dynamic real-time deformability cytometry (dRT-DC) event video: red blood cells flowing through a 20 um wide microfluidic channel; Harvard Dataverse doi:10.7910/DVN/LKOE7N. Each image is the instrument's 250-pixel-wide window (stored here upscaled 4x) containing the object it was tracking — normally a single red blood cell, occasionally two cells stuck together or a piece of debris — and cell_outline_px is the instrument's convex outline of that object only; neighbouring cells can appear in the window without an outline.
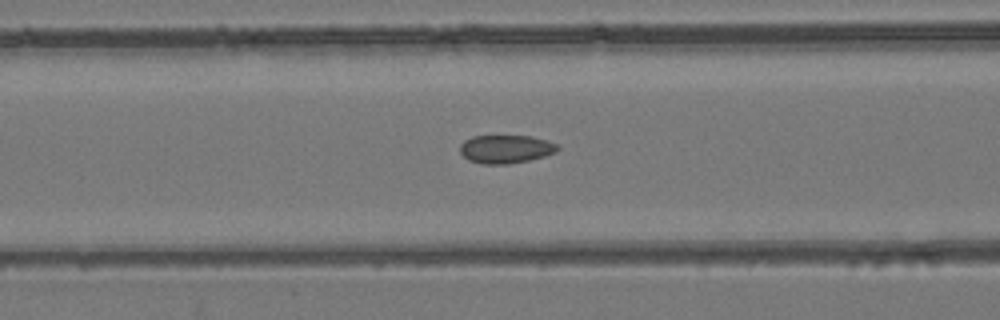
{"species": "common noctule bat (a hibernating species)", "species_latin": "Nyctalus noctula", "temperature_condition": "room temperature", "stored_images_in_passage": 53, "camera_frame_rate_fps": 3000, "um_per_image_px": 0.085, "animal": {"sex": "female", "body_mass_g": 24.6, "forearm_length_mm": 56.2}, "frame": {"image": 1, "passage_image": 22, "time_ms": 7.0, "image_size_px": [1000, 320], "cell_outline_px": [[560, 148], [556, 152], [544, 156], [528, 160], [508, 164], [480, 164], [468, 160], [460, 152], [460, 144], [464, 140], [472, 136], [532, 136], [548, 140], [556, 144]], "centroid_in_image_um": [42.98, 12.67], "position_along_channel_um": 123.6, "area_um2": 16.18}}
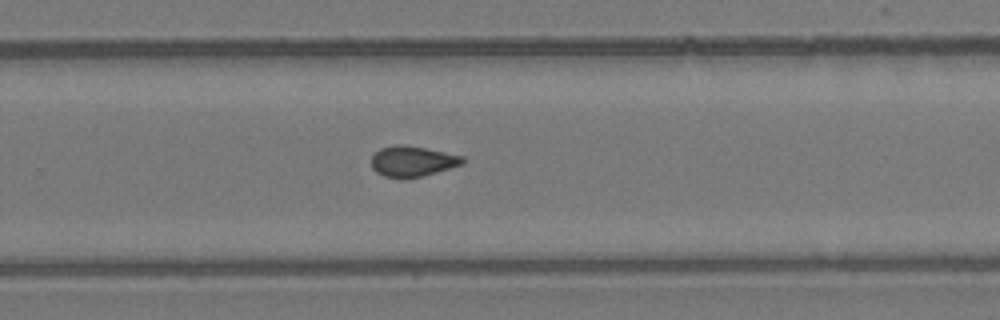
{"frame": {"image": 2, "passage_image": 35, "time_ms": 11.333, "image_size_px": [1000, 320], "cell_outline_px": [[464, 164], [436, 172], [420, 176], [400, 180], [384, 176], [376, 172], [372, 168], [372, 156], [380, 148], [392, 144], [404, 144], [464, 156]], "centroid_in_image_um": [35.03, 13.71], "position_along_channel_um": 294.8, "area_um2": 16.42}}
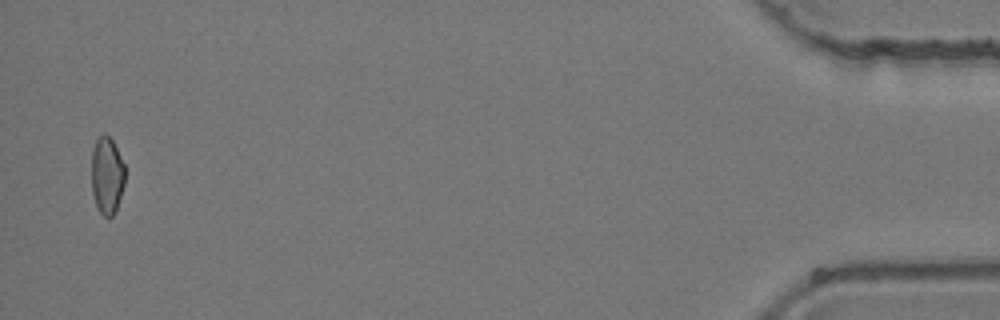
{"frame": {"image": 3, "passage_image": 52, "time_ms": 17.0, "image_size_px": [1000, 320], "cell_outline_px": [[124, 184], [116, 208], [112, 216], [108, 220], [100, 212], [96, 204], [92, 192], [92, 148], [96, 140], [104, 132], [112, 140], [124, 164]], "centroid_in_image_um": [9.08, 14.91], "position_along_channel_um": 426.1, "area_um2": 14.91}, "authors_computed_cell_mechanics": {"area_um2": 16.3574, "velocity_mm_per_s": 3.9548, "shape_relaxation_time_tau1_ms": null, "shape_relaxation_time_tau2_ms": 7.7267, "deformation_change_tau1": null, "deformation_change_tau2": 0.1038}}